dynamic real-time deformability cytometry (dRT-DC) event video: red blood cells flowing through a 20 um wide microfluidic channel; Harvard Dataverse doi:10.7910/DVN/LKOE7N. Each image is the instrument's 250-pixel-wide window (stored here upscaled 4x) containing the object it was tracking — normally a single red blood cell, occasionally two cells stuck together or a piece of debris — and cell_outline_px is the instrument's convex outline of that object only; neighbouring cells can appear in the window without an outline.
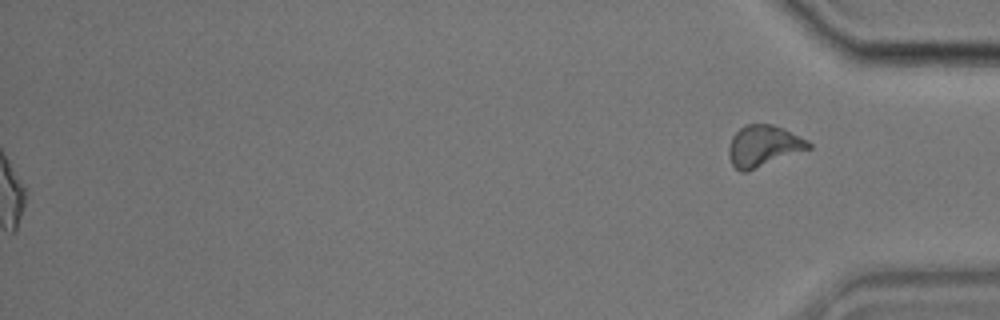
{"species": "common noctule bat (a hibernating species)", "species_latin": "Nyctalus noctula", "temperature_condition": "cold", "stored_images_in_passage": 58, "segment_of_instrument_passage": [2, 2], "camera_frame_rate_fps": 3000, "um_per_image_px": 0.085, "animal": {"sex": "male", "body_mass_g": 17.9}, "frame": {"image": 1, "passage_image": 58, "time_ms": 19.0, "image_size_px": [1000, 320], "cell_outline_px": [[812, 148], [748, 172], [740, 172], [732, 164], [728, 156], [728, 148], [732, 136], [744, 124], [772, 124], [784, 128], [808, 140], [812, 144]], "centroid_in_image_um": [64.9, 12.41], "position_along_channel_um": 370.3, "area_um2": 19.54}}